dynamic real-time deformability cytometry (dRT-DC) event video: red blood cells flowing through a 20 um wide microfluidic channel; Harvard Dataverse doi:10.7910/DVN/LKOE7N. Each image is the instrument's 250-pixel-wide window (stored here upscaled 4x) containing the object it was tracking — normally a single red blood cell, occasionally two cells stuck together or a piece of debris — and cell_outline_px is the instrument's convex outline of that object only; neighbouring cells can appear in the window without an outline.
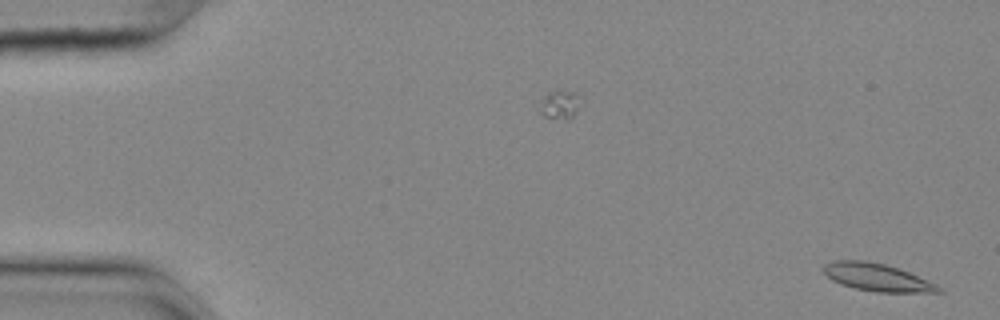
{"species": "common noctule bat (a hibernating species)", "species_latin": "Nyctalus noctula", "temperature_condition": "cold", "stored_images_in_passage": 55, "camera_frame_rate_fps": 3000, "um_per_image_px": 0.085, "animal": {"sex": "female", "body_mass_g": 25.1}, "frame": {"image": 1, "passage_image": 1, "time_ms": 0.0, "image_size_px": [1000, 320], "cell_outline_px": [[944, 292], [876, 292], [856, 288], [840, 284], [832, 280], [824, 272], [824, 264], [832, 260], [864, 260], [884, 264], [908, 272], [936, 284], [944, 288]], "centroid_in_image_um": [74.55, 23.57], "position_along_channel_um": 10.5, "area_um2": 18.32}}
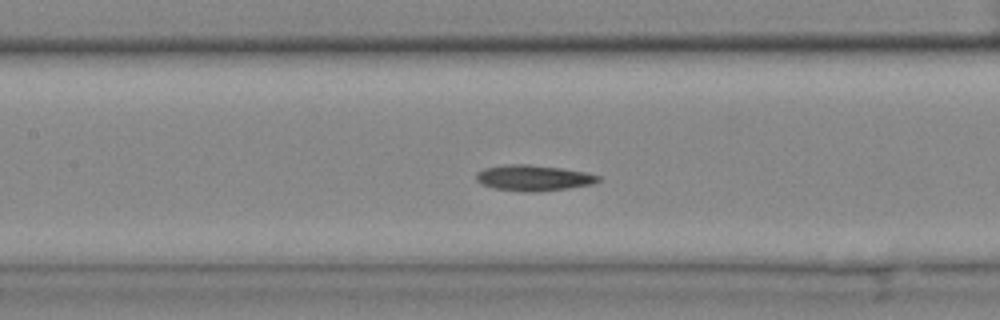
{"frame": {"image": 2, "passage_image": 25, "time_ms": 8.0, "image_size_px": [1000, 320], "cell_outline_px": [[600, 180], [592, 184], [568, 188], [536, 192], [520, 192], [492, 188], [480, 184], [476, 180], [476, 172], [484, 168], [504, 164], [532, 164], [564, 168], [584, 172], [600, 176]], "centroid_in_image_um": [45.29, 15.12], "position_along_channel_um": 162.1, "area_um2": 18.67}}
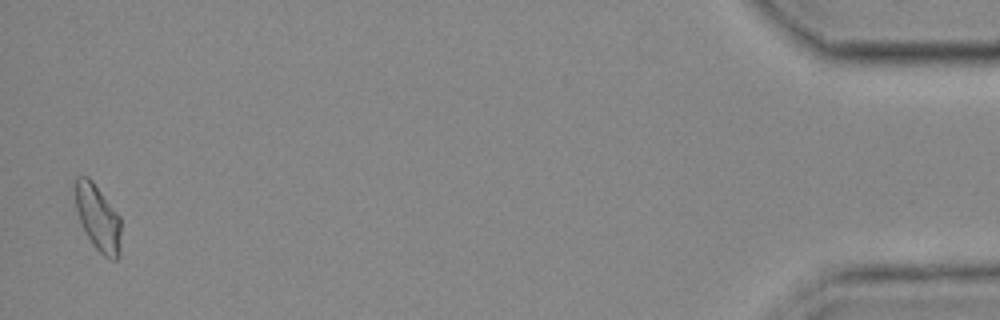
{"frame": {"image": 3, "passage_image": 54, "time_ms": 17.667, "image_size_px": [1000, 320], "cell_outline_px": [[120, 256], [116, 260], [112, 260], [104, 256], [92, 244], [80, 220], [76, 208], [76, 176], [88, 176], [92, 180], [120, 216]], "centroid_in_image_um": [8.35, 18.53], "position_along_channel_um": 426.8, "area_um2": 17.4}}